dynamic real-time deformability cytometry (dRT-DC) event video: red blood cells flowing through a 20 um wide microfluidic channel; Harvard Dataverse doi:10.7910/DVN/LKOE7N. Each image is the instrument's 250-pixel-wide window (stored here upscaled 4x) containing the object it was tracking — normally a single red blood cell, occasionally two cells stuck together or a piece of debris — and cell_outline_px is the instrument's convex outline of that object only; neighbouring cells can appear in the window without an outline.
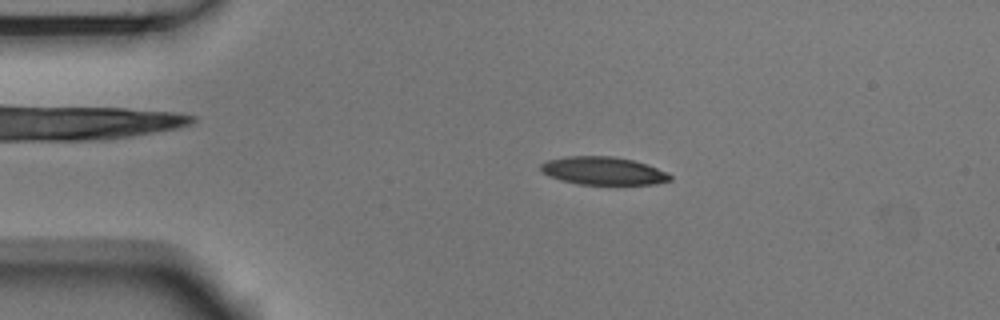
{"species": "Egyptian fruit bat (a non-hibernating species)", "species_latin": "Rousettus aegyptiacus", "temperature_condition": "room temperature", "stored_images_in_passage": 51, "camera_frame_rate_fps": 3000, "um_per_image_px": 0.085, "animal": {"sex": "male"}, "frame": {"image": 1, "passage_image": 8, "time_ms": 2.333, "image_size_px": [1000, 320], "cell_outline_px": [[672, 180], [656, 184], [580, 184], [548, 176], [540, 168], [540, 164], [548, 160], [568, 156], [612, 156], [632, 160], [648, 164], [668, 172], [672, 176]], "centroid_in_image_um": [51.33, 14.51], "position_along_channel_um": 33.7, "area_um2": 20.98}}
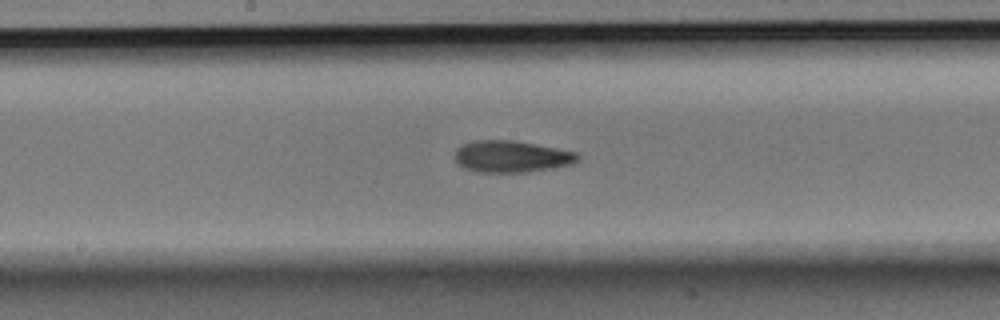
{"frame": {"image": 2, "passage_image": 25, "time_ms": 8.0, "image_size_px": [1000, 320], "cell_outline_px": [[580, 156], [572, 164], [552, 168], [524, 172], [476, 172], [464, 168], [456, 160], [456, 148], [460, 144], [472, 140], [516, 140], [576, 152]], "centroid_in_image_um": [43.44, 13.29], "position_along_channel_um": 204.8, "area_um2": 22.72}}
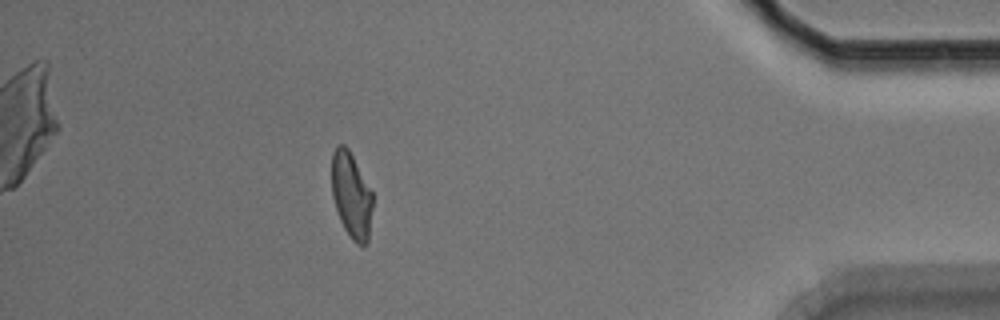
{"frame": {"image": 3, "passage_image": 45, "time_ms": 14.667, "image_size_px": [1000, 320], "cell_outline_px": [[372, 208], [368, 240], [364, 244], [356, 244], [352, 240], [344, 228], [340, 220], [332, 196], [332, 152], [336, 144], [344, 144], [348, 148], [372, 192]], "centroid_in_image_um": [29.85, 16.57], "position_along_channel_um": 405.4, "area_um2": 20.29}, "authors_computed_cell_mechanics": {"area_um2": 21.7906, "velocity_mm_per_s": 3.7189, "shape_relaxation_time_tau1_ms": 3.6248, "shape_relaxation_time_tau2_ms": 4.9247, "deformation_change_tau1": 0.1574, "deformation_change_tau2": 0.1356}}